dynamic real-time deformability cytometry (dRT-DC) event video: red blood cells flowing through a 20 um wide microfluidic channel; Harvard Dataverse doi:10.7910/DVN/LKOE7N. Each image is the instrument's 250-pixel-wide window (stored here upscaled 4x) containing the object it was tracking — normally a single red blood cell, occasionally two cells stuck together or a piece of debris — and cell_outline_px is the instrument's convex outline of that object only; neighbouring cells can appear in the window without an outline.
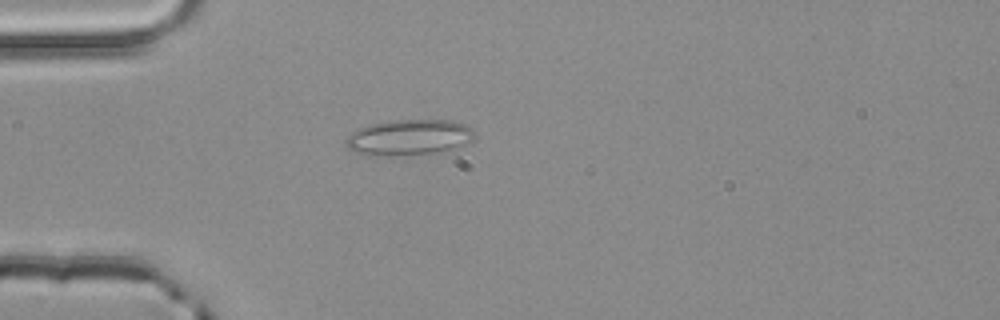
{"species": "common noctule bat (a hibernating species)", "species_latin": "Nyctalus noctula", "temperature_condition": "room temperature", "stored_images_in_passage": 1, "camera_frame_rate_fps": 3000, "um_per_image_px": 0.085, "animal": {"sex": "male", "body_mass_g": 20.4}, "frame": {"image": 1, "passage_image": 1, "time_ms": 0.0, "image_size_px": [1000, 320], "cell_outline_px": [[472, 140], [460, 148], [452, 152], [388, 156], [360, 156], [348, 148], [344, 140], [352, 132], [360, 128], [372, 124], [396, 120], [452, 120], [464, 124], [472, 128]], "centroid_in_image_um": [34.77, 11.72], "position_along_channel_um": 50.2, "area_um2": 27.4}}